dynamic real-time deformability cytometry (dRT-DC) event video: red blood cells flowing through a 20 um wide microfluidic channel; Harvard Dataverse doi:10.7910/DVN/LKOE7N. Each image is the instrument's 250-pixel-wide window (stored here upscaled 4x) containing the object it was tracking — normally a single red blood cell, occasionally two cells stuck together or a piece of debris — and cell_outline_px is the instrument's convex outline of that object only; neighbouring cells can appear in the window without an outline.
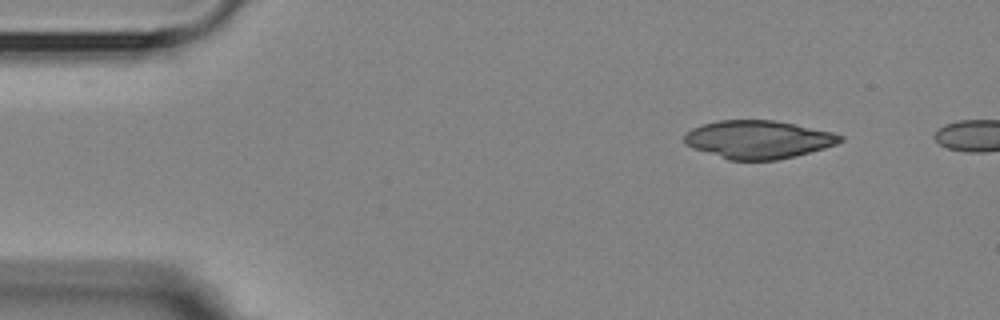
{"species": "Egyptian fruit bat (a non-hibernating species)", "species_latin": "Rousettus aegyptiacus", "temperature_condition": "room temperature", "stored_images_in_passage": 8, "camera_frame_rate_fps": 3000, "um_per_image_px": 0.085, "animal": {"sex": "female"}, "frame": {"image": 1, "passage_image": 1, "time_ms": 0.0, "image_size_px": [1000, 320], "cell_outline_px": [[844, 140], [836, 144], [824, 148], [796, 156], [776, 160], [728, 160], [692, 148], [684, 144], [684, 136], [692, 128], [704, 124], [720, 120], [776, 120], [796, 124], [832, 132], [844, 136]], "centroid_in_image_um": [64.46, 11.86], "position_along_channel_um": 20.5, "area_um2": 34.68}}